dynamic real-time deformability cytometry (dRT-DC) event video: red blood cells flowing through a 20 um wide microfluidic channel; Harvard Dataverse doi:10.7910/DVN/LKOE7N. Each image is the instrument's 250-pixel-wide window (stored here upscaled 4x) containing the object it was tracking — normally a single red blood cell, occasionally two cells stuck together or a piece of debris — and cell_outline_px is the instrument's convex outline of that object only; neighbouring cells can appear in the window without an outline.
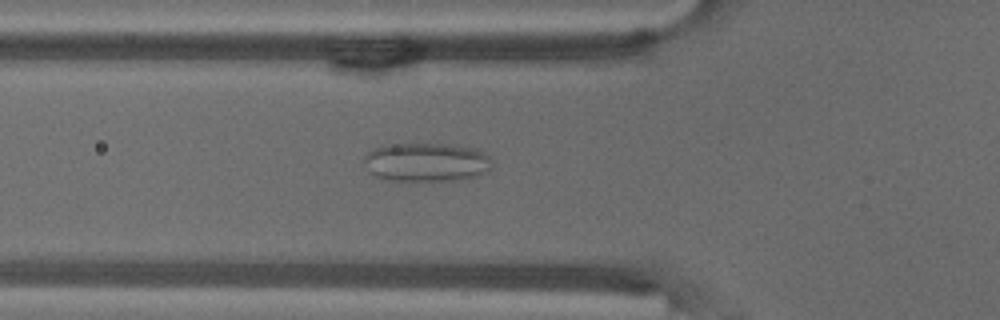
{"species": "common noctule bat (a hibernating species)", "species_latin": "Nyctalus noctula", "temperature_condition": "warm", "stored_images_in_passage": 55, "camera_frame_rate_fps": 3000, "um_per_image_px": 0.085, "animal": {"sex": "male", "body_mass_g": 18.8}, "frame": {"image": 1, "passage_image": 19, "time_ms": 6.0, "image_size_px": [1000, 320], "cell_outline_px": [[492, 168], [488, 172], [476, 176], [460, 180], [388, 180], [376, 176], [368, 172], [364, 164], [364, 156], [368, 152], [376, 148], [388, 144], [448, 144], [476, 148], [484, 152], [492, 160]], "centroid_in_image_um": [36.27, 13.78], "position_along_channel_um": 89.5, "area_um2": 29.13}}
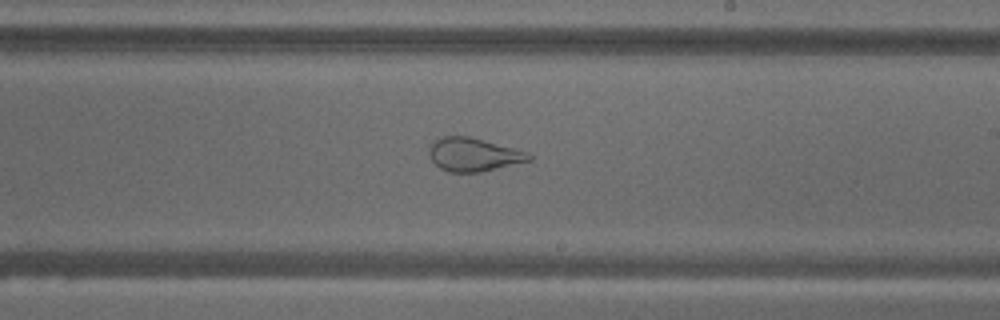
{"frame": {"image": 2, "passage_image": 32, "time_ms": 10.333, "image_size_px": [1000, 320], "cell_outline_px": [[532, 160], [480, 172], [448, 172], [440, 168], [432, 160], [428, 152], [428, 148], [432, 140], [444, 136], [472, 136], [528, 152], [532, 156]], "centroid_in_image_um": [40.23, 13.12], "position_along_channel_um": 248.8, "area_um2": 19.59}}
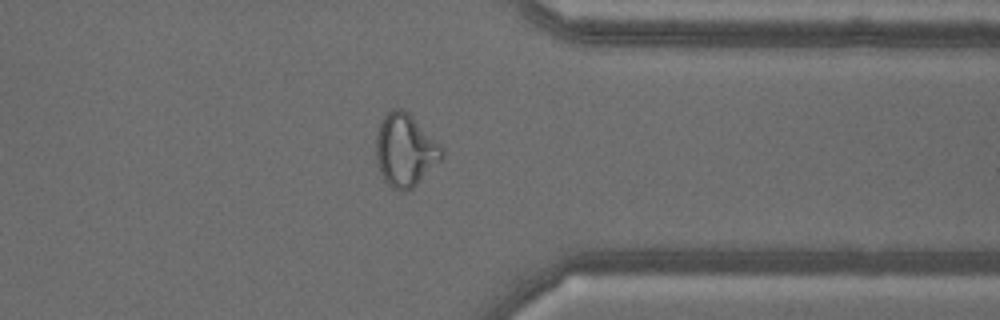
{"frame": {"image": 3, "passage_image": 43, "time_ms": 14.0, "image_size_px": [1000, 320], "cell_outline_px": [[444, 156], [412, 188], [404, 192], [400, 192], [392, 188], [384, 180], [376, 164], [376, 136], [380, 120], [392, 108], [400, 108], [408, 112], [444, 148]], "centroid_in_image_um": [34.42, 12.76], "position_along_channel_um": 377.0, "area_um2": 27.86}, "authors_computed_cell_mechanics": {"area_um2": 28.7844, "velocity_mm_per_s": 3.663, "shape_relaxation_time_tau1_ms": null, "shape_relaxation_time_tau2_ms": 0.9521, "deformation_change_tau1": null, "deformation_change_tau2": 0.0874}}